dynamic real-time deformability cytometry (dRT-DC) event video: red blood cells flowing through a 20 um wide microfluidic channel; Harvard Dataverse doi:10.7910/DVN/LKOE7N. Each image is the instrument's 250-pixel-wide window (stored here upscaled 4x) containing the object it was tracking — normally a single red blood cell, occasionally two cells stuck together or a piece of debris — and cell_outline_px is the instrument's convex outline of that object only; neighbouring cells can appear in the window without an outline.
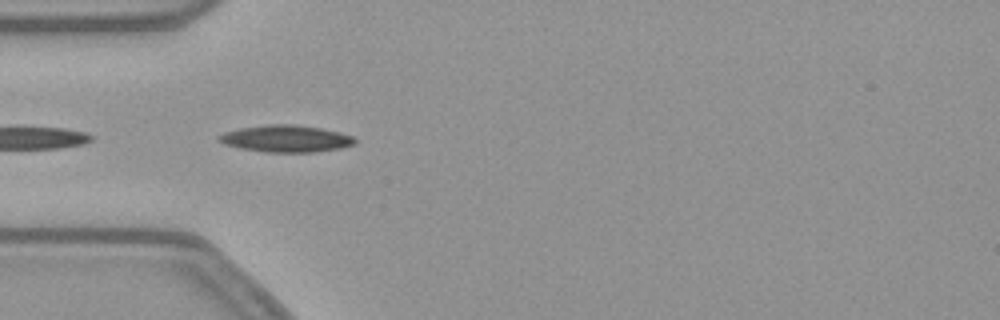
{"species": "common noctule bat (a hibernating species)", "species_latin": "Nyctalus noctula", "temperature_condition": "warm", "stored_images_in_passage": 15, "camera_frame_rate_fps": 3000, "um_per_image_px": 0.085, "animal": {"sex": "female", "body_mass_g": 21.9}, "frame": {"image": 1, "passage_image": 7, "time_ms": 2.0, "image_size_px": [1000, 320], "cell_outline_px": [[356, 144], [340, 148], [316, 152], [264, 152], [240, 148], [228, 144], [220, 140], [216, 136], [224, 132], [240, 128], [268, 124], [292, 124], [320, 128], [340, 132], [352, 136], [356, 140]], "centroid_in_image_um": [24.34, 11.78], "position_along_channel_um": 60.7, "area_um2": 21.21}}